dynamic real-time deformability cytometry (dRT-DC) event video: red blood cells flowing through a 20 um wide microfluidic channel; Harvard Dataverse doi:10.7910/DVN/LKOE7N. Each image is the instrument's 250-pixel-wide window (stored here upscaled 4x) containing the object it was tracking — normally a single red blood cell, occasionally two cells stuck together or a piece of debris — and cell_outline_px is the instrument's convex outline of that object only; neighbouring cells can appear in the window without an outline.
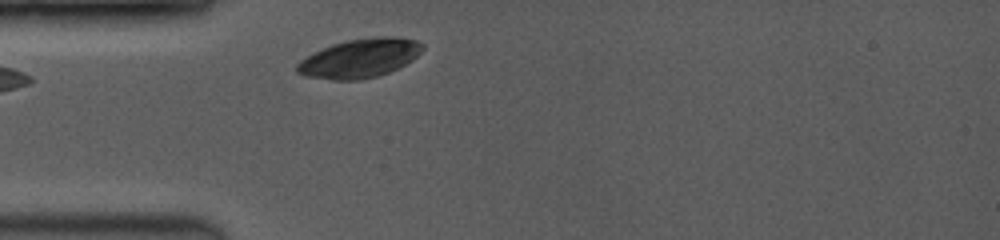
{"species": "common noctule bat (a hibernating species)", "species_latin": "Nyctalus noctula", "temperature_condition": "room temperature", "stored_images_in_passage": 15, "camera_frame_rate_fps": 3500, "um_per_image_px": 0.085, "animal": {"sex": "female", "body_mass_g": 19.0, "forearm_length_mm": 53.3}, "frame": {"image": 1, "passage_image": 2, "time_ms": 0.286, "image_size_px": [1000, 240], "cell_outline_px": [[424, 48], [412, 60], [388, 72], [376, 76], [356, 80], [332, 80], [304, 76], [296, 72], [296, 64], [300, 60], [332, 44], [348, 40], [376, 36], [396, 36], [416, 40], [424, 44]], "centroid_in_image_um": [30.58, 4.94], "position_along_channel_um": 54.4, "area_um2": 28.26}}
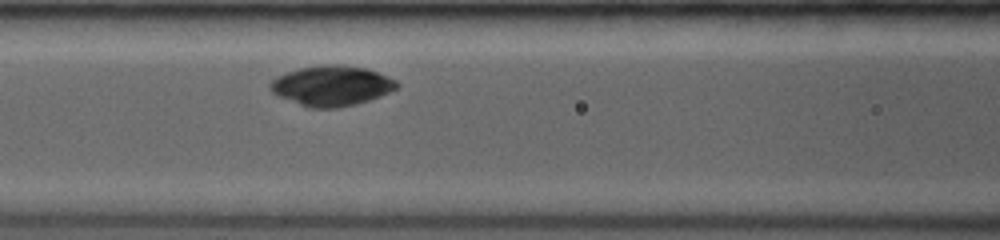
{"frame": {"image": 2, "passage_image": 7, "time_ms": 2.571, "image_size_px": [1000, 240], "cell_outline_px": [[400, 84], [396, 88], [380, 96], [356, 104], [336, 108], [308, 108], [276, 96], [268, 88], [268, 84], [276, 76], [300, 68], [320, 64], [340, 64], [368, 68], [388, 76], [396, 80]], "centroid_in_image_um": [28.15, 7.28], "position_along_channel_um": 138.4, "area_um2": 30.0}}
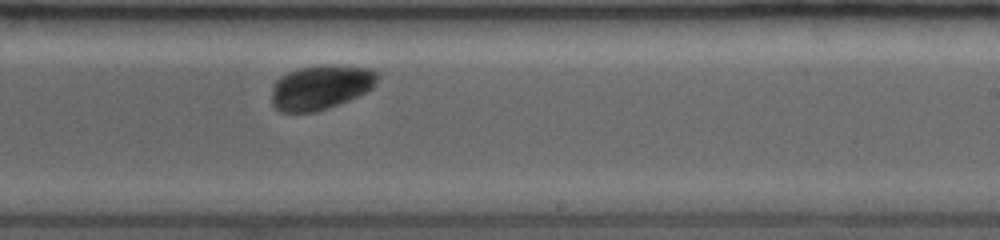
{"frame": {"image": 3, "passage_image": 15, "time_ms": 5.714, "image_size_px": [1000, 240], "cell_outline_px": [[380, 76], [376, 84], [372, 88], [340, 104], [328, 108], [312, 112], [280, 112], [272, 104], [272, 84], [280, 76], [296, 68], [324, 64], [336, 64], [372, 68], [380, 72]], "centroid_in_image_um": [27.28, 7.38], "position_along_channel_um": 261.7, "area_um2": 27.98}}